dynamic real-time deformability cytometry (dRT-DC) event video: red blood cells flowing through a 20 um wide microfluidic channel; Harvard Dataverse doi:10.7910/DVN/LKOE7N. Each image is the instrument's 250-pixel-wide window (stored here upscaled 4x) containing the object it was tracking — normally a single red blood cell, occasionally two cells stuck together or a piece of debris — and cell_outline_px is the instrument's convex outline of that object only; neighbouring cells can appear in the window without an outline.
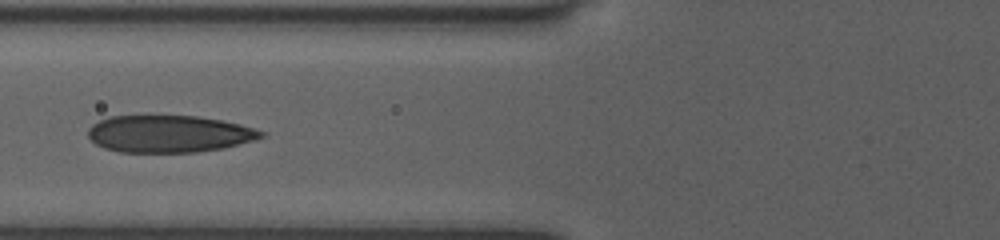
{"species": "human", "species_latin": "Homo sapiens", "temperature_condition": "room temperature", "stored_images_in_passage": 8, "camera_frame_rate_fps": 3000, "um_per_image_px": 0.085, "donor": {"sex": "female"}, "frame": {"image": 1, "passage_image": 6, "time_ms": 5.333, "image_size_px": [1000, 240], "cell_outline_px": [[264, 136], [252, 140], [224, 148], [196, 152], [120, 152], [104, 148], [96, 144], [88, 136], [88, 128], [92, 124], [100, 120], [112, 116], [196, 116], [220, 120], [240, 124], [264, 132]], "centroid_in_image_um": [14.33, 11.38], "position_along_channel_um": 111.5, "area_um2": 37.17}}
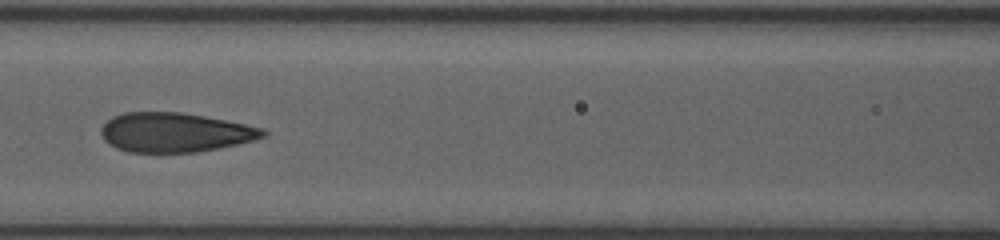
{"frame": {"image": 2, "passage_image": 7, "time_ms": 6.333, "image_size_px": [1000, 240], "cell_outline_px": [[268, 136], [220, 148], [200, 152], [128, 152], [116, 148], [108, 144], [104, 140], [100, 132], [104, 124], [112, 116], [124, 112], [180, 112], [204, 116], [244, 124], [260, 128], [268, 132]], "centroid_in_image_um": [14.84, 11.26], "position_along_channel_um": 151.8, "area_um2": 37.11}}
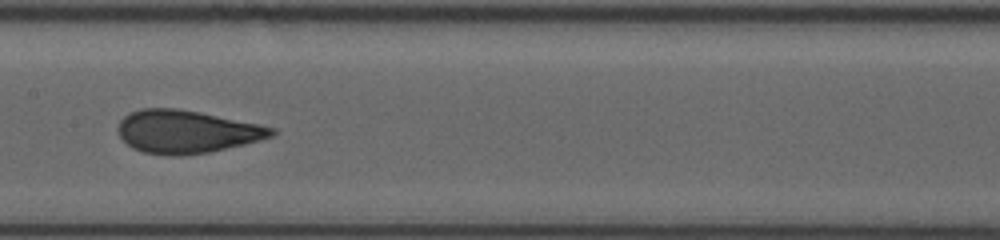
{"frame": {"image": 3, "passage_image": 8, "time_ms": 7.333, "image_size_px": [1000, 240], "cell_outline_px": [[276, 132], [272, 136], [260, 140], [244, 144], [208, 152], [184, 156], [164, 156], [144, 152], [132, 148], [120, 136], [120, 120], [124, 116], [132, 112], [144, 108], [172, 108], [196, 112], [276, 128]], "centroid_in_image_um": [15.84, 11.22], "position_along_channel_um": 191.6, "area_um2": 37.74}}